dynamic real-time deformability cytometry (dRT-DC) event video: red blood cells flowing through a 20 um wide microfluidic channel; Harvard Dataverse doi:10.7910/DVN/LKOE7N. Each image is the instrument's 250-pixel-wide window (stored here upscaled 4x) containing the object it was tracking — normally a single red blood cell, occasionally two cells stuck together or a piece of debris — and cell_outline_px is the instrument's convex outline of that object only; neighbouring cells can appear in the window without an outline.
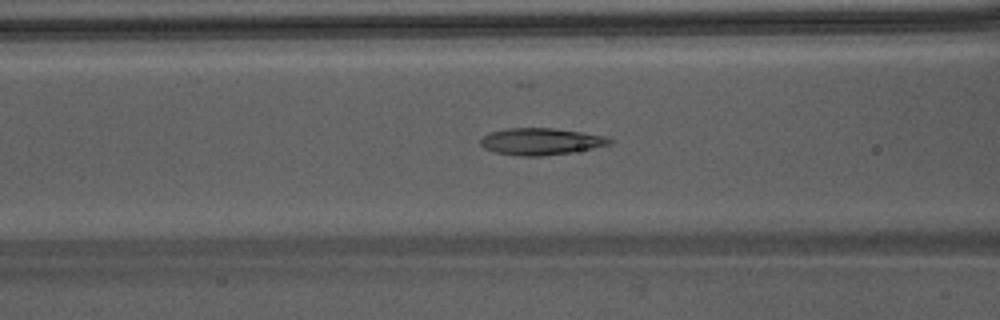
{"species": "Egyptian fruit bat (a non-hibernating species)", "species_latin": "Rousettus aegyptiacus", "temperature_condition": "warm", "stored_images_in_passage": 37, "camera_frame_rate_fps": 3000, "um_per_image_px": 0.085, "animal": {"sex": "male"}, "frame": {"image": 1, "passage_image": 13, "time_ms": 4.0, "image_size_px": [1000, 320], "cell_outline_px": [[612, 144], [572, 152], [544, 156], [520, 156], [496, 152], [484, 148], [480, 144], [480, 140], [484, 136], [492, 132], [508, 128], [552, 128], [608, 136], [612, 140]], "centroid_in_image_um": [46.0, 12.03], "position_along_channel_um": 120.6, "area_um2": 20.06}}
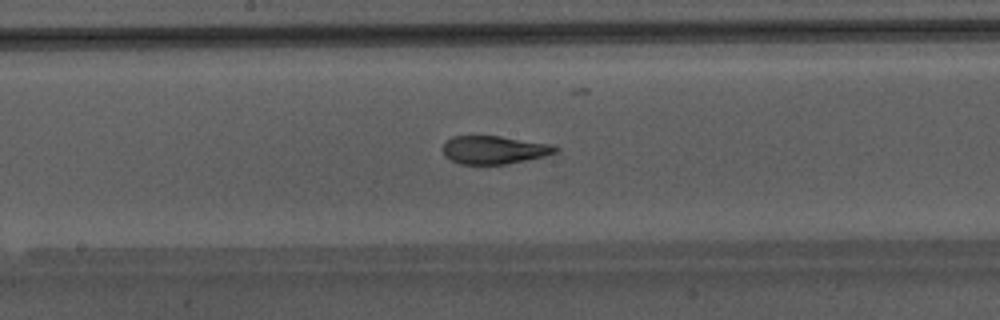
{"frame": {"image": 2, "passage_image": 19, "time_ms": 6.0, "image_size_px": [1000, 320], "cell_outline_px": [[560, 148], [556, 152], [544, 156], [504, 164], [460, 164], [444, 156], [444, 144], [452, 136], [500, 136], [552, 144]], "centroid_in_image_um": [42.01, 12.73], "position_along_channel_um": 206.2, "area_um2": 18.26}}
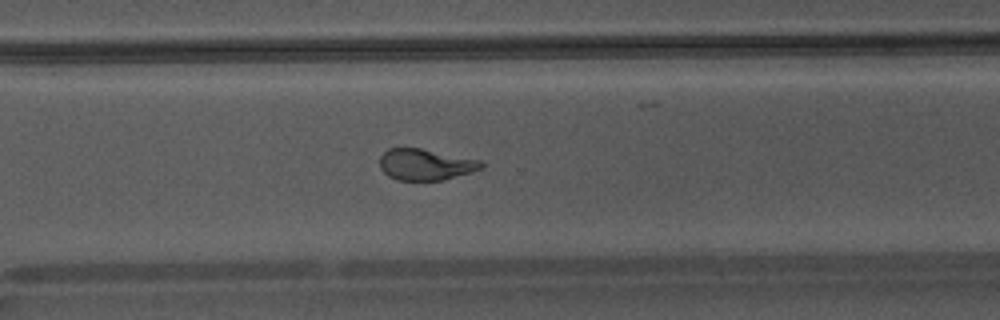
{"frame": {"image": 3, "passage_image": 28, "time_ms": 9.0, "image_size_px": [1000, 320], "cell_outline_px": [[484, 168], [472, 172], [444, 180], [396, 180], [388, 176], [380, 168], [380, 156], [388, 148], [420, 148], [480, 160], [484, 164]], "centroid_in_image_um": [36.17, 13.99], "position_along_channel_um": 334.4, "area_um2": 18.55}, "authors_computed_cell_mechanics": {"area_um2": 19.5942, "velocity_mm_per_s": 4.2865, "shape_relaxation_time_tau1_ms": 7.142, "shape_relaxation_time_tau2_ms": 0.9821, "deformation_change_tau1": 0.2567, "deformation_change_tau2": 0.0772}}